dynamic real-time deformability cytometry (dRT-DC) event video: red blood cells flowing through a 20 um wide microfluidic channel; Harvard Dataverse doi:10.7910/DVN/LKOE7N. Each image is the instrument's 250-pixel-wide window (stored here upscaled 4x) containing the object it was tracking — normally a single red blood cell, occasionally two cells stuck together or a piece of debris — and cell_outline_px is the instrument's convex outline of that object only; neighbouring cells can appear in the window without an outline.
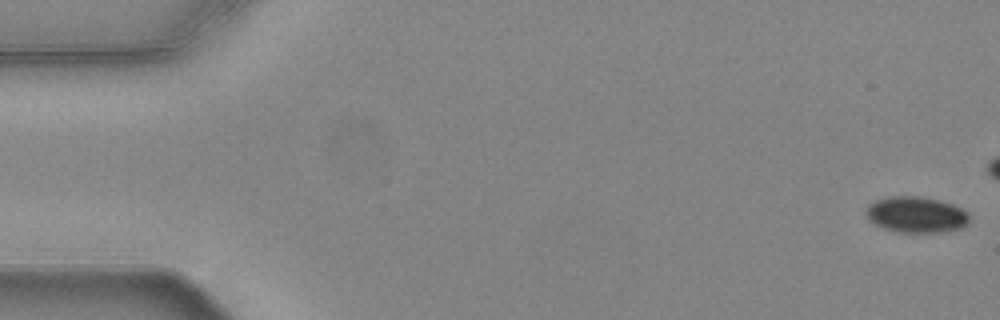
{"species": "common noctule bat (a hibernating species)", "species_latin": "Nyctalus noctula", "temperature_condition": "warm", "stored_images_in_passage": 45, "camera_frame_rate_fps": 3000, "um_per_image_px": 0.085, "animal": {"sex": "female", "body_mass_g": 24.6, "forearm_length_mm": 56.2}, "frame": {"image": 1, "passage_image": 1, "time_ms": 0.0, "image_size_px": [1000, 320], "cell_outline_px": [[968, 224], [964, 228], [944, 232], [896, 232], [884, 228], [868, 220], [864, 212], [868, 204], [876, 200], [888, 196], [920, 196], [940, 200], [952, 204], [968, 212]], "centroid_in_image_um": [77.87, 18.24], "position_along_channel_um": 7.1, "area_um2": 21.96}}
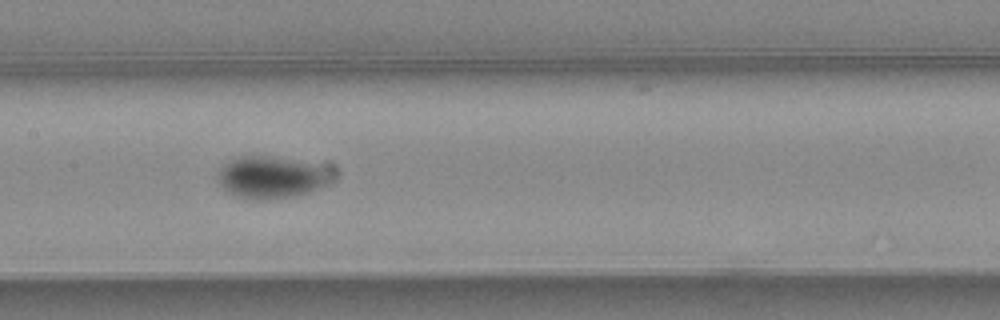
{"frame": {"image": 2, "passage_image": 27, "time_ms": 8.667, "image_size_px": [1000, 320], "cell_outline_px": [[328, 184], [320, 188], [296, 196], [268, 200], [252, 200], [236, 196], [228, 192], [216, 180], [220, 168], [224, 164], [236, 156], [268, 156], [312, 164], [328, 180]], "centroid_in_image_um": [22.86, 15.11], "position_along_channel_um": 184.5, "area_um2": 26.93}}
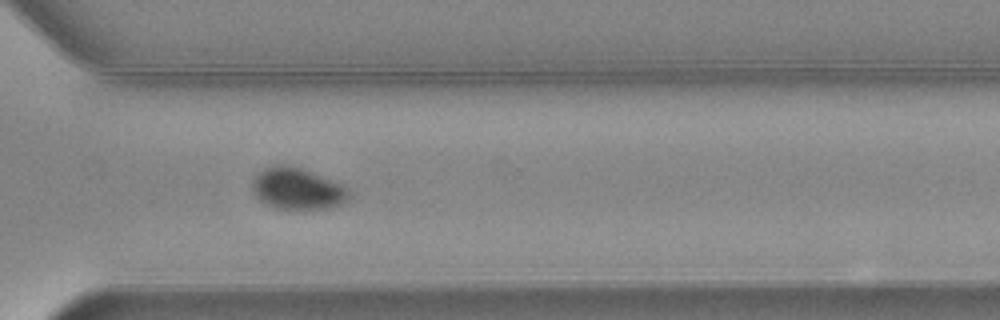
{"frame": {"image": 3, "passage_image": 40, "time_ms": 13.0, "image_size_px": [1000, 320], "cell_outline_px": [[352, 196], [348, 200], [332, 208], [272, 208], [264, 204], [256, 196], [252, 188], [252, 180], [256, 172], [264, 168], [276, 164], [288, 164], [300, 168], [340, 184], [348, 188], [352, 192]], "centroid_in_image_um": [25.25, 16.03], "position_along_channel_um": 345.3, "area_um2": 23.47}}